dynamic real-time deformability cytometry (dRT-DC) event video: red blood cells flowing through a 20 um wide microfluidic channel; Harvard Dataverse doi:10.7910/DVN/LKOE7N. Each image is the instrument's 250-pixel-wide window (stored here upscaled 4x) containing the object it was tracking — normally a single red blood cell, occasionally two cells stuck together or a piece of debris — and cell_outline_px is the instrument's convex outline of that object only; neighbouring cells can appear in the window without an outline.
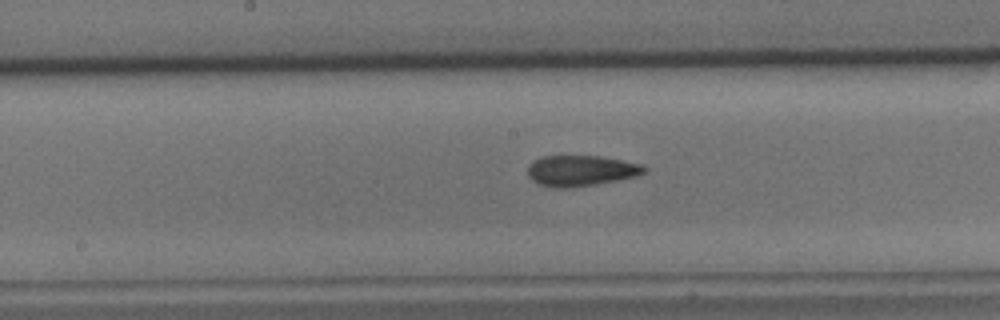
{"species": "common noctule bat (a hibernating species)", "species_latin": "Nyctalus noctula", "temperature_condition": "cold", "stored_images_in_passage": 33, "camera_frame_rate_fps": 3000, "um_per_image_px": 0.085, "animal": {"sex": "male", "body_mass_g": 15.6}, "frame": {"image": 1, "passage_image": 18, "time_ms": 5.667, "image_size_px": [1000, 320], "cell_outline_px": [[648, 168], [644, 172], [636, 176], [596, 184], [564, 188], [556, 188], [540, 184], [532, 180], [528, 176], [528, 164], [532, 160], [540, 156], [600, 156], [644, 164]], "centroid_in_image_um": [49.36, 14.49], "position_along_channel_um": 198.8, "area_um2": 20.92}}
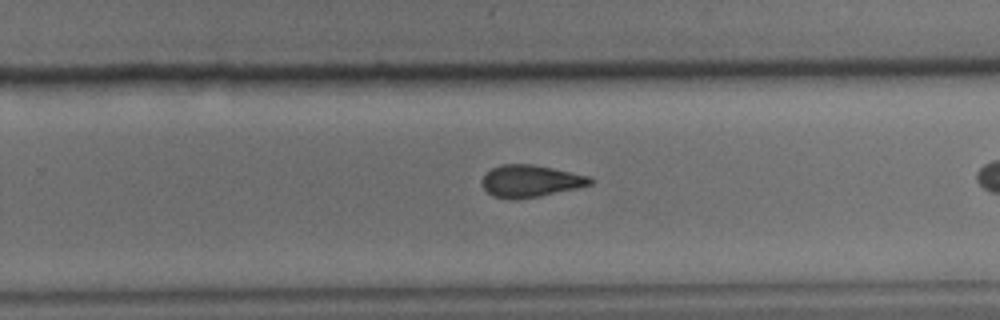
{"frame": {"image": 2, "passage_image": 25, "time_ms": 8.0, "image_size_px": [1000, 320], "cell_outline_px": [[596, 180], [592, 184], [576, 188], [540, 196], [516, 200], [492, 196], [480, 184], [480, 180], [492, 168], [500, 164], [532, 164], [592, 176]], "centroid_in_image_um": [45.1, 15.39], "position_along_channel_um": 284.7, "area_um2": 20.4}}
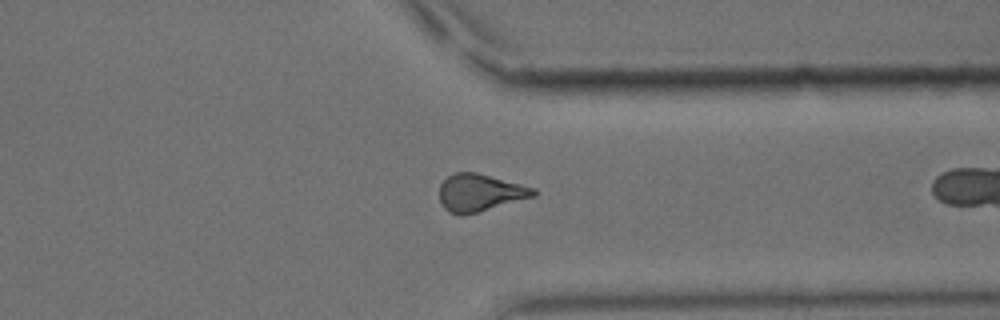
{"frame": {"image": 3, "passage_image": 32, "time_ms": 10.333, "image_size_px": [1000, 320], "cell_outline_px": [[536, 196], [476, 212], [460, 216], [448, 212], [440, 204], [440, 184], [448, 176], [456, 172], [476, 172], [536, 188]], "centroid_in_image_um": [40.77, 16.38], "position_along_channel_um": 370.6, "area_um2": 20.4}}